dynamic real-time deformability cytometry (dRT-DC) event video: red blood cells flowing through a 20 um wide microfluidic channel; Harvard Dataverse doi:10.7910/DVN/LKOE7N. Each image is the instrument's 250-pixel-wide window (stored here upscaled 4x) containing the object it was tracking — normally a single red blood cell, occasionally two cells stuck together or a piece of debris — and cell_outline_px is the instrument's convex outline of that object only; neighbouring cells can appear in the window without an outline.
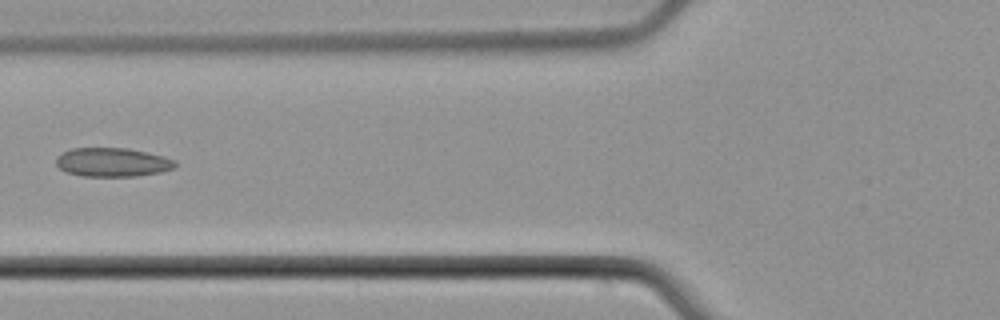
{"species": "common noctule bat (a hibernating species)", "species_latin": "Nyctalus noctula", "temperature_condition": "cold", "stored_images_in_passage": 4, "camera_frame_rate_fps": 3000, "um_per_image_px": 0.085, "animal": {"sex": "male", "body_mass_g": 21.5, "forearm_length_mm": 52.0}, "frame": {"image": 1, "passage_image": 4, "time_ms": 3.667, "image_size_px": [1000, 320], "cell_outline_px": [[176, 168], [160, 172], [136, 176], [84, 176], [68, 172], [60, 168], [56, 164], [56, 156], [72, 148], [128, 148], [148, 152], [164, 156], [176, 160]], "centroid_in_image_um": [9.6, 13.78], "position_along_channel_um": 116.2, "area_um2": 20.06}}